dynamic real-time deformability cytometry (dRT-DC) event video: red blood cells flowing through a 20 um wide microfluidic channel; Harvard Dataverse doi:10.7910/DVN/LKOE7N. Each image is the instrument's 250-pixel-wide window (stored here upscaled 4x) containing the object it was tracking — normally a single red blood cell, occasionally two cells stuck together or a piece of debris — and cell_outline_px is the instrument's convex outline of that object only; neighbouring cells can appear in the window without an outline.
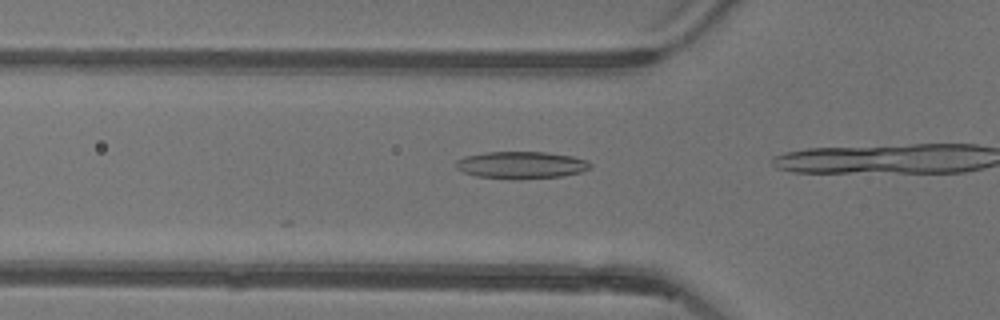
{"species": "common noctule bat (a hibernating species)", "species_latin": "Nyctalus noctula", "temperature_condition": "warm", "stored_images_in_passage": 8, "camera_frame_rate_fps": 3000, "um_per_image_px": 0.085, "animal": {"sex": "female"}, "frame": {"image": 1, "passage_image": 4, "time_ms": 1.0, "image_size_px": [1000, 320], "cell_outline_px": [[592, 168], [580, 172], [564, 176], [520, 180], [476, 176], [464, 172], [456, 168], [456, 160], [464, 156], [484, 152], [544, 152], [572, 156], [588, 160], [592, 164]], "centroid_in_image_um": [44.33, 14.03], "position_along_channel_um": 81.5, "area_um2": 21.56}}